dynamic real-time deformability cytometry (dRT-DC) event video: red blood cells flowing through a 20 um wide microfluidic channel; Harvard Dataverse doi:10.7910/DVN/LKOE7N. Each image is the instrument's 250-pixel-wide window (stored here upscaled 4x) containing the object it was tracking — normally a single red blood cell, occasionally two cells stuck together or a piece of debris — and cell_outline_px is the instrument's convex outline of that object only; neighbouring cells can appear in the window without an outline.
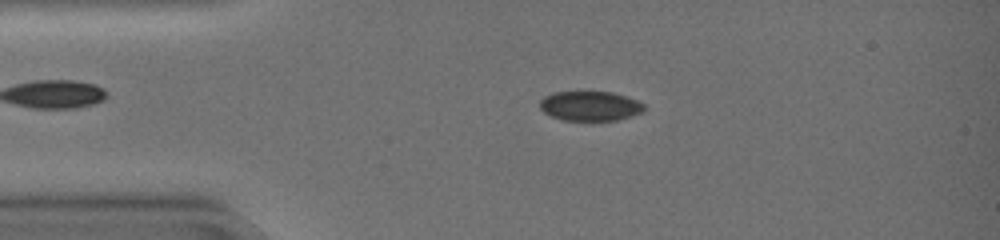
{"species": "common noctule bat (a hibernating species)", "species_latin": "Nyctalus noctula", "temperature_condition": "warm", "stored_images_in_passage": 44, "camera_frame_rate_fps": 3000, "um_per_image_px": 0.085, "animal": {"sex": "female", "body_mass_g": 19.0, "forearm_length_mm": 51.5}, "frame": {"image": 1, "passage_image": 9, "time_ms": 2.667, "image_size_px": [1000, 240], "cell_outline_px": [[644, 108], [640, 112], [616, 120], [564, 120], [552, 116], [544, 112], [540, 108], [540, 100], [544, 96], [552, 92], [612, 92], [636, 100], [644, 104]], "centroid_in_image_um": [50.1, 9.0], "position_along_channel_um": 34.9, "area_um2": 17.69}}
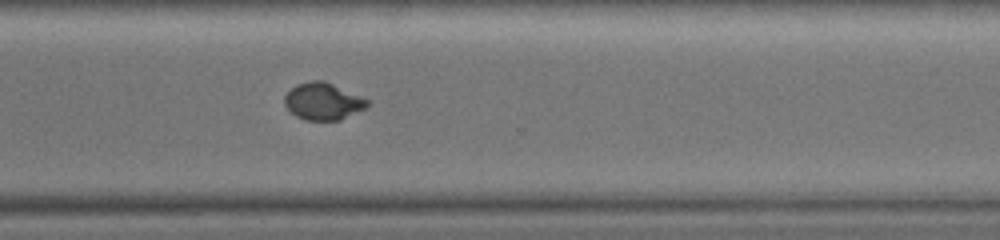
{"frame": {"image": 2, "passage_image": 33, "time_ms": 10.667, "image_size_px": [1000, 240], "cell_outline_px": [[372, 104], [368, 108], [340, 120], [304, 120], [296, 116], [284, 104], [284, 96], [296, 84], [312, 80], [324, 80], [360, 96], [368, 100]], "centroid_in_image_um": [27.49, 8.62], "position_along_channel_um": 343.1, "area_um2": 17.98}}
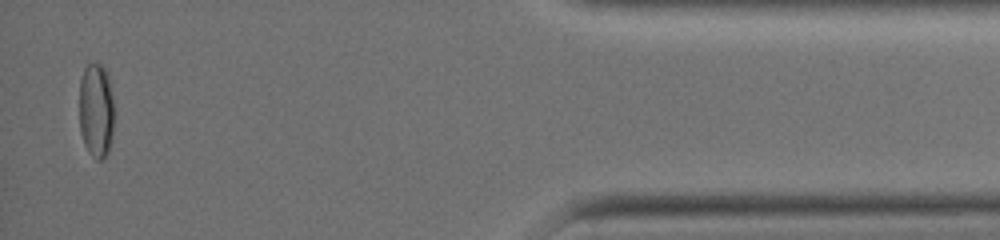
{"frame": {"image": 3, "passage_image": 43, "time_ms": 14.0, "image_size_px": [1000, 240], "cell_outline_px": [[112, 136], [108, 152], [100, 160], [96, 160], [88, 152], [84, 144], [80, 132], [80, 80], [84, 68], [88, 64], [100, 64], [108, 72], [112, 96]], "centroid_in_image_um": [8.16, 9.39], "position_along_channel_um": 427.0, "area_um2": 19.13}}